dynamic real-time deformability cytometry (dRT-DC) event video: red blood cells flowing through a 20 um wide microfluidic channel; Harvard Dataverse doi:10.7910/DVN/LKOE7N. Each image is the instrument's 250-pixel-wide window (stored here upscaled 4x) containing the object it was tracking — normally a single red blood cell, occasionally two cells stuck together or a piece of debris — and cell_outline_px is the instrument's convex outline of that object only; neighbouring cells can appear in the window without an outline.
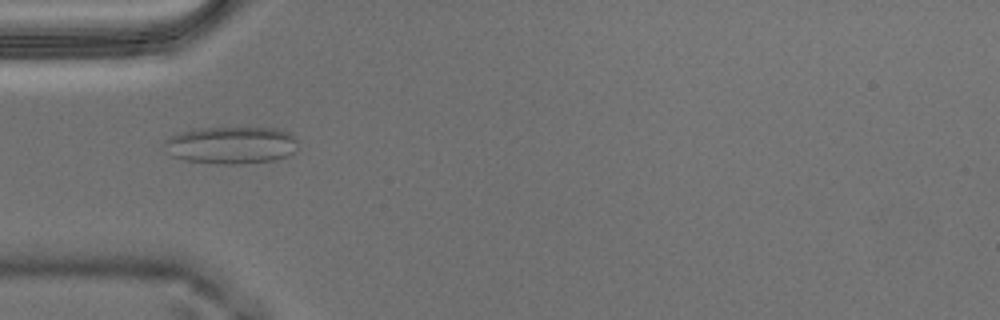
{"species": "Egyptian fruit bat (a non-hibernating species)", "species_latin": "Rousettus aegyptiacus", "temperature_condition": "warm", "stored_images_in_passage": 40, "camera_frame_rate_fps": 3000, "um_per_image_px": 0.085, "animal": {"sex": "male"}, "frame": {"image": 1, "passage_image": 2, "time_ms": 0.333, "image_size_px": [1000, 320], "cell_outline_px": [[296, 152], [288, 156], [272, 160], [240, 164], [216, 164], [184, 160], [172, 156], [164, 140], [172, 136], [192, 128], [276, 128], [288, 132], [296, 140]], "centroid_in_image_um": [19.68, 12.34], "position_along_channel_um": 65.3, "area_um2": 28.9}}
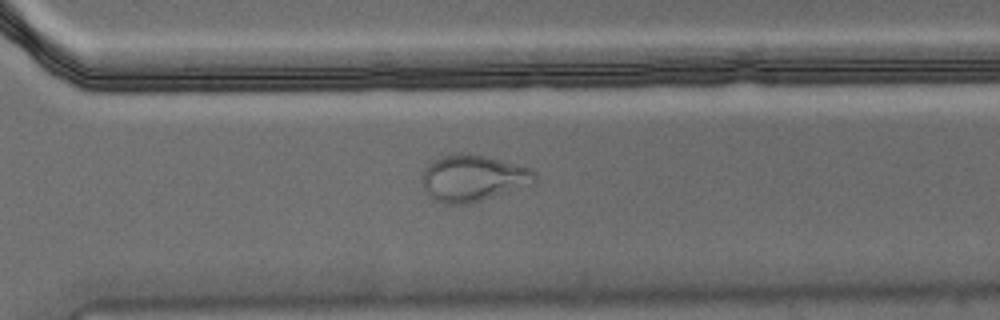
{"frame": {"image": 2, "passage_image": 24, "time_ms": 7.667, "image_size_px": [1000, 320], "cell_outline_px": [[536, 184], [468, 204], [444, 204], [432, 200], [424, 192], [420, 180], [420, 172], [432, 160], [440, 156], [452, 152], [468, 152], [532, 168], [536, 172]], "centroid_in_image_um": [40.15, 15.14], "position_along_channel_um": 330.5, "area_um2": 31.56}}
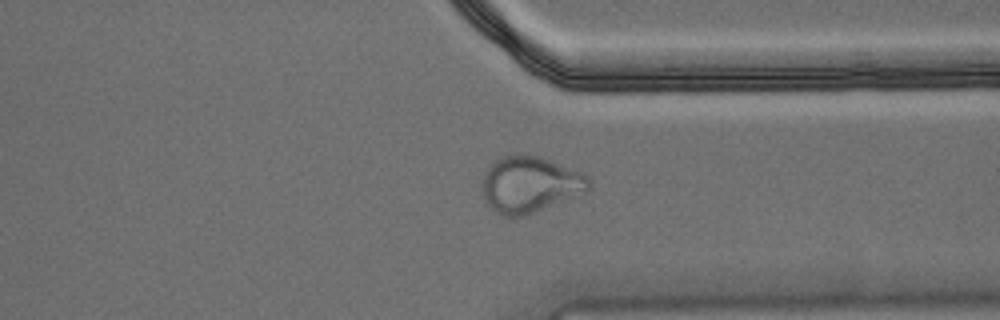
{"frame": {"image": 3, "passage_image": 27, "time_ms": 8.667, "image_size_px": [1000, 320], "cell_outline_px": [[592, 188], [524, 216], [508, 216], [496, 212], [488, 204], [484, 196], [480, 184], [484, 172], [500, 156], [516, 152], [536, 156], [548, 160], [580, 172], [588, 176], [592, 180]], "centroid_in_image_um": [45.0, 15.64], "position_along_channel_um": 366.4, "area_um2": 34.62}, "authors_computed_cell_mechanics": {"area_um2": 28.9289, "velocity_mm_per_s": 3.6172, "shape_relaxation_time_tau1_ms": null, "shape_relaxation_time_tau2_ms": 1.0923, "deformation_change_tau1": null, "deformation_change_tau2": 0.0675}}